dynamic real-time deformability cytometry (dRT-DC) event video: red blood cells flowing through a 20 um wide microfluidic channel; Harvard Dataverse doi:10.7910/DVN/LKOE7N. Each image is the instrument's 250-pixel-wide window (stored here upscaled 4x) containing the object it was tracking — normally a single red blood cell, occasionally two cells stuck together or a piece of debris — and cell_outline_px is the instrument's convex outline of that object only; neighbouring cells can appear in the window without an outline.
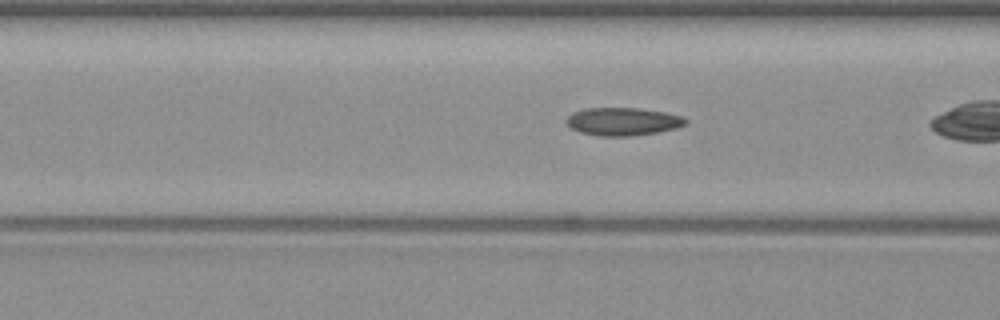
{"species": "common noctule bat (a hibernating species)", "species_latin": "Nyctalus noctula", "temperature_condition": "warm", "stored_images_in_passage": 28, "camera_frame_rate_fps": 3000, "um_per_image_px": 0.085, "animal": {"sex": "female", "body_mass_g": 19.3, "forearm_length_mm": 54.1}, "frame": {"image": 1, "passage_image": 16, "time_ms": 5.0, "image_size_px": [1000, 320], "cell_outline_px": [[688, 120], [684, 124], [676, 128], [656, 132], [632, 136], [600, 136], [580, 132], [572, 128], [568, 124], [568, 116], [572, 112], [584, 108], [640, 108], [664, 112], [680, 116]], "centroid_in_image_um": [52.93, 10.32], "position_along_channel_um": 113.7, "area_um2": 19.19}}
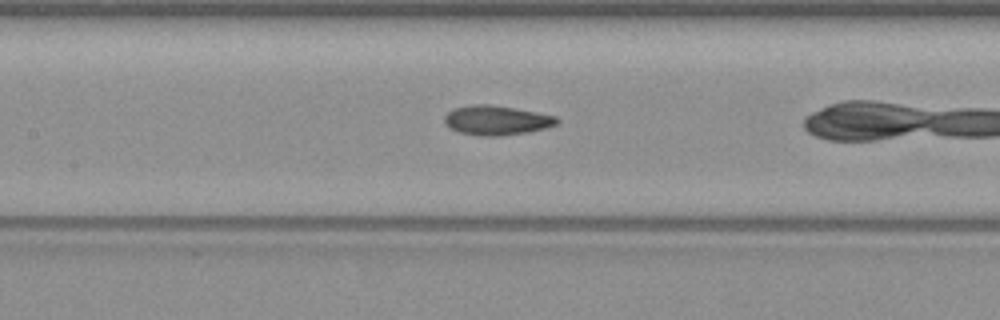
{"frame": {"image": 2, "passage_image": 20, "time_ms": 6.333, "image_size_px": [1000, 320], "cell_outline_px": [[560, 120], [556, 124], [544, 128], [528, 132], [500, 136], [480, 136], [456, 132], [444, 120], [444, 116], [452, 108], [472, 104], [488, 104], [536, 112], [556, 116]], "centroid_in_image_um": [42.18, 10.22], "position_along_channel_um": 165.2, "area_um2": 19.25}}